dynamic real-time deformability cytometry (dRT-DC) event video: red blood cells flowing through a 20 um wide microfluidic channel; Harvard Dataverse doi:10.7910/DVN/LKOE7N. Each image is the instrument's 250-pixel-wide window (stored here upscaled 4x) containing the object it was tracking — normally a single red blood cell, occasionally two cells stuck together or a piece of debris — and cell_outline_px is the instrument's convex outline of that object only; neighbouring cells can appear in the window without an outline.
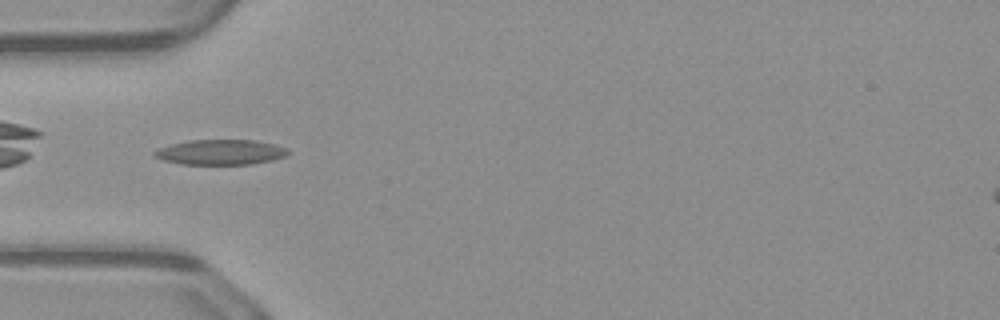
{"species": "common noctule bat (a hibernating species)", "species_latin": "Nyctalus noctula", "temperature_condition": "warm", "stored_images_in_passage": 36, "camera_frame_rate_fps": 3000, "um_per_image_px": 0.085, "animal": {"sex": "male", "body_mass_g": 23.1, "forearm_length_mm": 52.7}, "frame": {"image": 1, "passage_image": 2, "time_ms": 0.333, "image_size_px": [1000, 320], "cell_outline_px": [[292, 152], [288, 156], [272, 160], [252, 164], [180, 164], [164, 160], [152, 156], [152, 152], [156, 148], [188, 140], [256, 140], [288, 148]], "centroid_in_image_um": [18.75, 12.93], "position_along_channel_um": 66.2, "area_um2": 19.83}}
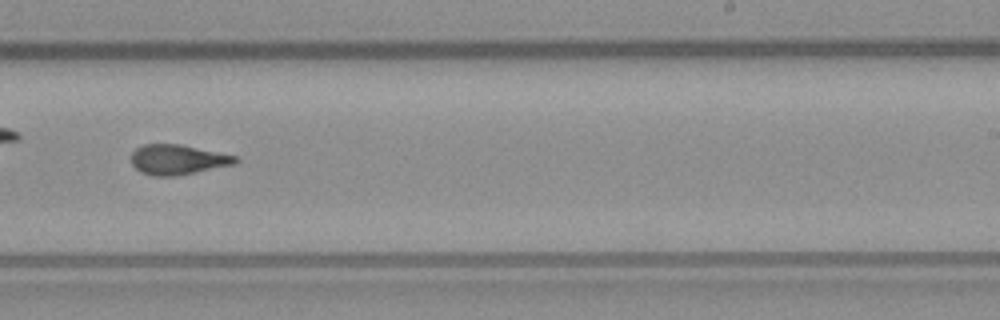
{"frame": {"image": 2, "passage_image": 17, "time_ms": 5.333, "image_size_px": [1000, 320], "cell_outline_px": [[240, 160], [236, 164], [176, 176], [152, 176], [140, 172], [132, 164], [132, 152], [136, 148], [144, 144], [180, 144], [236, 156]], "centroid_in_image_um": [15.1, 13.57], "position_along_channel_um": 273.9, "area_um2": 18.21}}
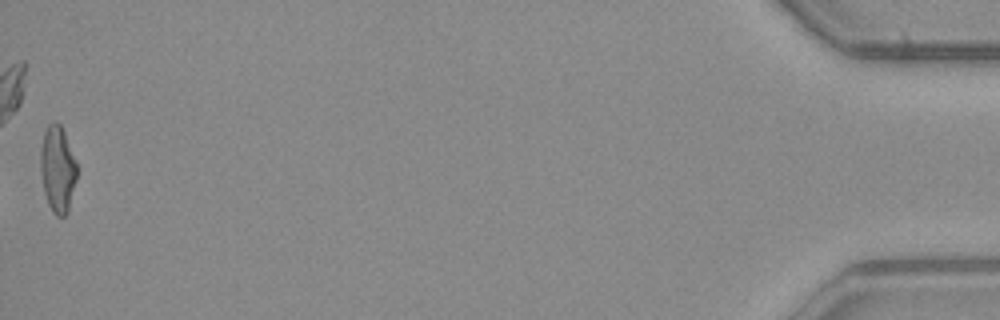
{"frame": {"image": 3, "passage_image": 36, "time_ms": 11.667, "image_size_px": [1000, 320], "cell_outline_px": [[76, 180], [68, 212], [64, 216], [56, 216], [52, 212], [48, 204], [44, 192], [40, 172], [40, 148], [44, 132], [48, 124], [56, 120], [60, 124], [64, 132], [76, 160]], "centroid_in_image_um": [4.88, 14.37], "position_along_channel_um": 430.3, "area_um2": 18.5}, "authors_computed_cell_mechanics": {"area_um2": 18.2648, "velocity_mm_per_s": 4.138, "shape_relaxation_time_tau1_ms": null, "shape_relaxation_time_tau2_ms": 1.9902, "deformation_change_tau1": null, "deformation_change_tau2": 0.1021}}